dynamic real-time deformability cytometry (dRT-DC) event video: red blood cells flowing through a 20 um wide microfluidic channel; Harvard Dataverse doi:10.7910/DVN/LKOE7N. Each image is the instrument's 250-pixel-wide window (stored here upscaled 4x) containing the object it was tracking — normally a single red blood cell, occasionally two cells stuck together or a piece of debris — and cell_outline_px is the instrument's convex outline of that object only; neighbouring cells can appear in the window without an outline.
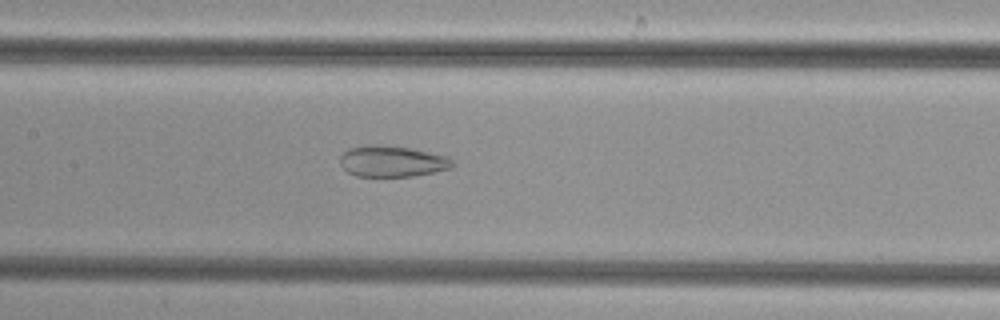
{"species": "common noctule bat (a hibernating species)", "species_latin": "Nyctalus noctula", "temperature_condition": "cold", "stored_images_in_passage": 51, "camera_frame_rate_fps": 3000, "um_per_image_px": 0.085, "animal": {"sex": "female", "body_mass_g": 29.2, "forearm_length_mm": 56.3}, "frame": {"image": 1, "passage_image": 24, "time_ms": 7.667, "image_size_px": [1000, 320], "cell_outline_px": [[456, 164], [452, 168], [412, 176], [356, 176], [348, 172], [340, 164], [340, 156], [348, 148], [368, 144], [380, 144], [408, 148], [448, 156]], "centroid_in_image_um": [33.32, 13.7], "position_along_channel_um": 174.1, "area_um2": 20.4}}
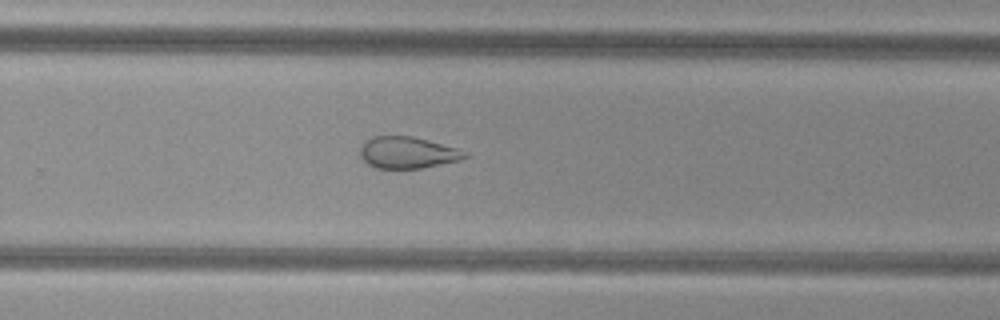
{"frame": {"image": 2, "passage_image": 33, "time_ms": 10.667, "image_size_px": [1000, 320], "cell_outline_px": [[468, 156], [460, 160], [420, 168], [376, 168], [368, 164], [360, 156], [360, 148], [364, 140], [372, 136], [412, 136], [428, 140], [456, 148], [468, 152]], "centroid_in_image_um": [34.61, 12.96], "position_along_channel_um": 295.2, "area_um2": 19.25}}
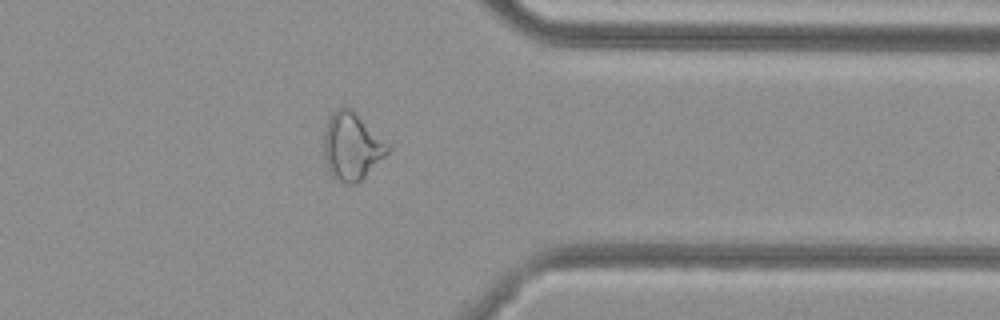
{"frame": {"image": 3, "passage_image": 40, "time_ms": 13.0, "image_size_px": [1000, 320], "cell_outline_px": [[392, 148], [356, 184], [344, 184], [336, 180], [328, 172], [324, 164], [324, 132], [328, 120], [332, 112], [336, 108], [344, 104], [352, 108]], "centroid_in_image_um": [29.85, 12.42], "position_along_channel_um": 381.5, "area_um2": 25.26}}